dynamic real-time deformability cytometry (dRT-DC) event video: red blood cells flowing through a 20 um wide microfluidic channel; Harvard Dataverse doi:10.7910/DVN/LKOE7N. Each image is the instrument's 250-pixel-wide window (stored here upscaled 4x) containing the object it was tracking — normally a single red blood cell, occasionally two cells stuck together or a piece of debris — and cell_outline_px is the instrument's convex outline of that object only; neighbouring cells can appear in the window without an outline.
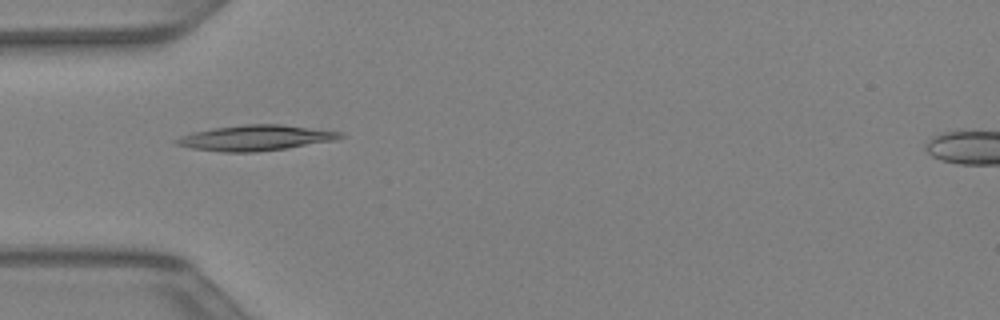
{"species": "Egyptian fruit bat (a non-hibernating species)", "species_latin": "Rousettus aegyptiacus", "temperature_condition": "warm", "stored_images_in_passage": 28, "camera_frame_rate_fps": 3000, "um_per_image_px": 0.085, "animal": {"sex": "female"}, "frame": {"image": 1, "passage_image": 2, "time_ms": 0.333, "image_size_px": [1000, 320], "cell_outline_px": [[344, 136], [336, 140], [284, 148], [256, 152], [224, 152], [192, 148], [176, 144], [172, 140], [180, 136], [192, 132], [212, 128], [244, 124], [280, 124], [344, 132]], "centroid_in_image_um": [21.7, 11.71], "position_along_channel_um": 63.3, "area_um2": 24.28}}
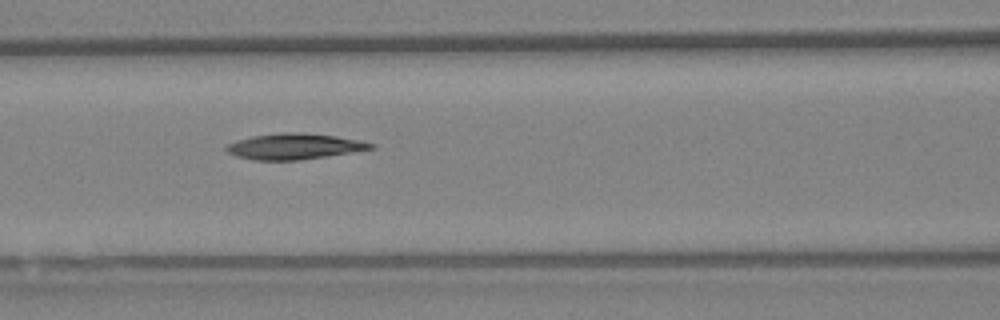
{"frame": {"image": 2, "passage_image": 7, "time_ms": 2.0, "image_size_px": [1000, 320], "cell_outline_px": [[376, 148], [324, 156], [296, 160], [256, 160], [236, 156], [228, 152], [224, 148], [228, 144], [236, 140], [252, 136], [288, 132], [300, 132], [336, 136], [376, 144]], "centroid_in_image_um": [24.99, 12.44], "position_along_channel_um": 141.6, "area_um2": 21.39}}
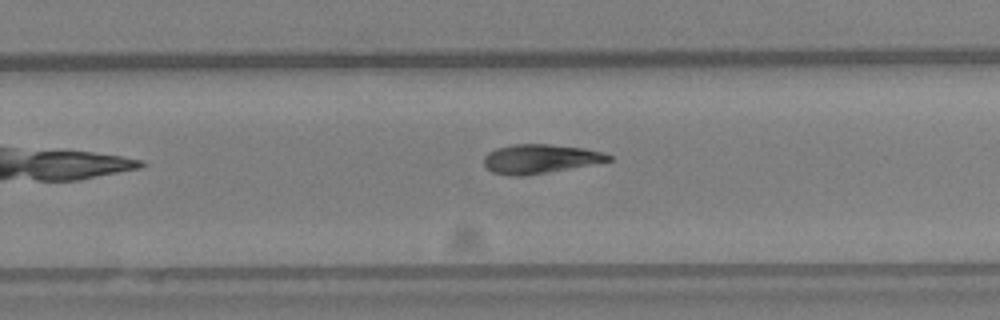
{"frame": {"image": 3, "passage_image": 16, "time_ms": 5.0, "image_size_px": [1000, 320], "cell_outline_px": [[612, 160], [524, 176], [516, 176], [492, 172], [484, 164], [484, 156], [488, 152], [496, 148], [512, 144], [548, 144], [584, 148], [600, 152], [612, 156]], "centroid_in_image_um": [45.85, 13.49], "position_along_channel_um": 283.9, "area_um2": 20.75}}